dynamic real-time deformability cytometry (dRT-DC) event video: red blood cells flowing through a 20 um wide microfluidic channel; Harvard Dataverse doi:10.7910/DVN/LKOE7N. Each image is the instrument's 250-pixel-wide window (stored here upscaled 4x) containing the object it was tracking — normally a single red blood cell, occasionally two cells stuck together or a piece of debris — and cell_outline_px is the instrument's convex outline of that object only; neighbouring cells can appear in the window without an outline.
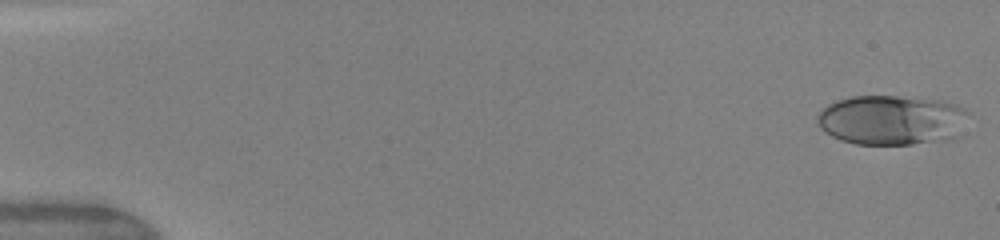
{"species": "human", "species_latin": "Homo sapiens", "temperature_condition": "warm", "stored_images_in_passage": 48, "camera_frame_rate_fps": 3000, "um_per_image_px": 0.085, "donor": {"sex": "female"}, "frame": {"image": 1, "passage_image": 1, "time_ms": 0.0, "image_size_px": [1000, 240], "cell_outline_px": [[972, 112], [960, 136], [952, 140], [912, 144], [856, 144], [840, 140], [824, 132], [820, 128], [816, 120], [816, 116], [828, 104], [836, 100], [852, 96], [896, 96], [936, 100], [956, 104]], "centroid_in_image_um": [75.86, 10.21], "position_along_channel_um": 9.1, "area_um2": 44.68}}
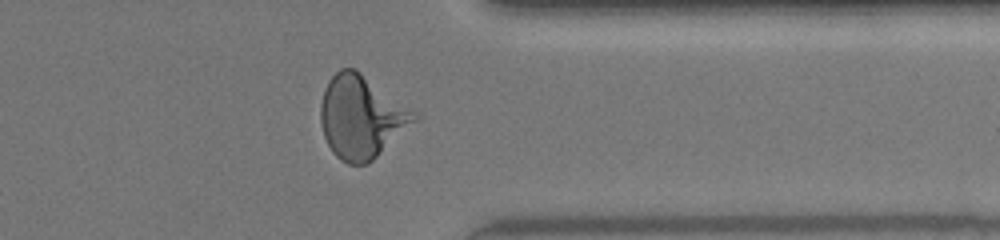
{"frame": {"image": 2, "passage_image": 39, "time_ms": 12.667, "image_size_px": [1000, 240], "cell_outline_px": [[420, 116], [416, 120], [368, 164], [348, 164], [340, 160], [332, 152], [324, 136], [320, 120], [320, 104], [324, 88], [328, 80], [340, 68], [356, 68], [416, 112]], "centroid_in_image_um": [30.68, 9.92], "position_along_channel_um": 380.7, "area_um2": 44.97}}
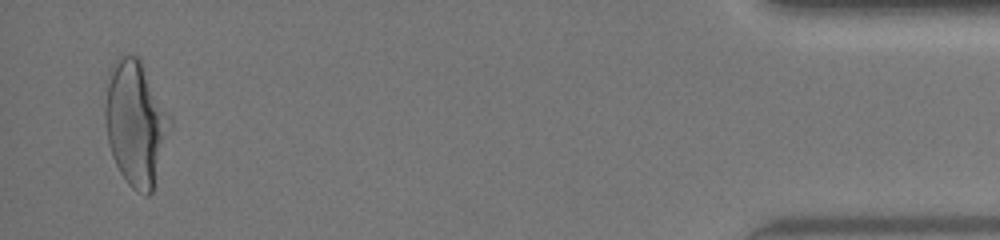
{"frame": {"image": 3, "passage_image": 47, "time_ms": 15.333, "image_size_px": [1000, 240], "cell_outline_px": [[172, 120], [152, 192], [148, 196], [136, 192], [128, 184], [120, 172], [112, 156], [108, 140], [104, 120], [104, 108], [108, 72], [112, 64], [120, 56], [136, 56], [140, 60], [172, 116]], "centroid_in_image_um": [11.52, 10.46], "position_along_channel_um": 423.7, "area_um2": 47.11}, "authors_computed_cell_mechanics": {"area_um2": 41.3848, "velocity_mm_per_s": 4.1695, "shape_relaxation_time_tau1_ms": 4.0603, "shape_relaxation_time_tau2_ms": null, "deformation_change_tau1": 0.2053, "deformation_change_tau2": null}}